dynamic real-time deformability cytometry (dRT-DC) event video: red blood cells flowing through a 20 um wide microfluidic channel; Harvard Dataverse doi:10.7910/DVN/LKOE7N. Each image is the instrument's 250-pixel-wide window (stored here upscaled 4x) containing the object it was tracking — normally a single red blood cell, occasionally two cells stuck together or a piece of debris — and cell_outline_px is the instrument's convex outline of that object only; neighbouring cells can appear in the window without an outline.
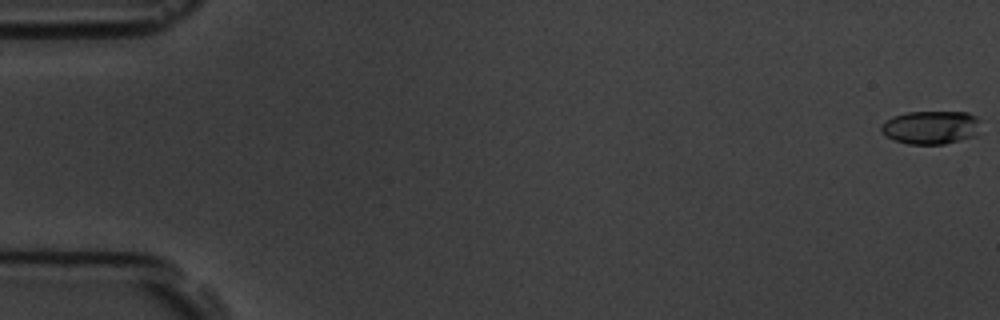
{"species": "common noctule bat (a hibernating species)", "species_latin": "Nyctalus noctula", "temperature_condition": "room temperature", "stored_images_in_passage": 4, "camera_frame_rate_fps": 3000, "um_per_image_px": 0.085, "animal": {"sex": "male", "body_mass_g": 19.5, "forearm_length_mm": 54.6}, "frame": {"image": 1, "passage_image": 1, "time_ms": 0.0, "image_size_px": [1000, 320], "cell_outline_px": [[980, 120], [976, 136], [944, 144], [908, 144], [896, 140], [888, 136], [880, 128], [880, 124], [892, 116], [908, 112], [968, 112], [976, 116]], "centroid_in_image_um": [79.14, 10.82], "position_along_channel_um": 5.9, "area_um2": 19.31}}